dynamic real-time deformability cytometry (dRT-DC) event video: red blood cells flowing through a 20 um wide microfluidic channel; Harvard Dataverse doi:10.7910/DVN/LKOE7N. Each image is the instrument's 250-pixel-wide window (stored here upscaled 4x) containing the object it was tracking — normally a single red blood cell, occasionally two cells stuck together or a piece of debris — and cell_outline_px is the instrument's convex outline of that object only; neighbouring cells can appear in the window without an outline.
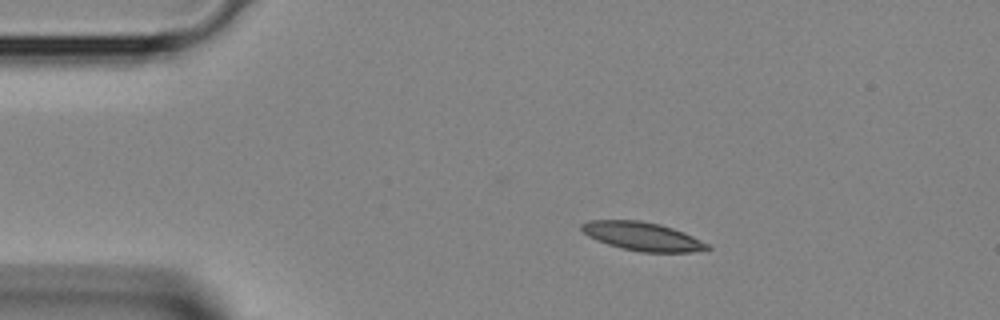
{"species": "Egyptian fruit bat (a non-hibernating species)", "species_latin": "Rousettus aegyptiacus", "temperature_condition": "room temperature", "stored_images_in_passage": 4, "camera_frame_rate_fps": 3000, "um_per_image_px": 0.085, "animal": {"sex": "female"}, "frame": {"image": 1, "passage_image": 2, "time_ms": 0.333, "image_size_px": [1000, 320], "cell_outline_px": [[712, 248], [692, 252], [640, 252], [608, 244], [596, 240], [588, 236], [580, 228], [580, 224], [588, 220], [640, 220], [660, 224], [684, 232], [708, 244]], "centroid_in_image_um": [54.59, 20.08], "position_along_channel_um": 30.4, "area_um2": 20.81}}